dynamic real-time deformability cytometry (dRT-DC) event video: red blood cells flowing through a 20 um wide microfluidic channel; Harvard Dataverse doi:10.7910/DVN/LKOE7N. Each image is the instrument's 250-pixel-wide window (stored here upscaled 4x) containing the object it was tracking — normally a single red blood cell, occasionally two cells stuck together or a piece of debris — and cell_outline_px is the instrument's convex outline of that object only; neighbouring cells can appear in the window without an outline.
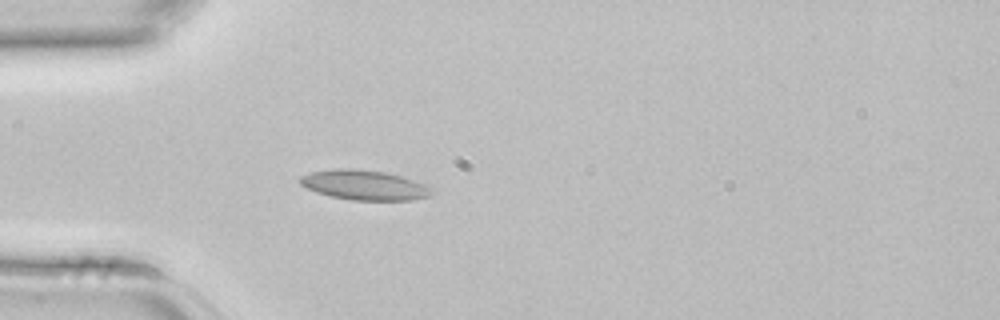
{"species": "common noctule bat (a hibernating species)", "species_latin": "Nyctalus noctula", "temperature_condition": "room temperature", "stored_images_in_passage": 4, "camera_frame_rate_fps": 3000, "um_per_image_px": 0.085, "animal": {"sex": "female", "body_mass_g": 22.7, "forearm_length_mm": 54.2}, "frame": {"image": 1, "passage_image": 4, "time_ms": 1.0, "image_size_px": [1000, 320], "cell_outline_px": [[436, 192], [432, 196], [412, 200], [352, 200], [332, 196], [316, 192], [300, 184], [296, 180], [300, 176], [312, 172], [336, 168], [352, 168], [384, 172], [400, 176], [428, 184], [436, 188]], "centroid_in_image_um": [31.04, 15.73], "position_along_channel_um": 54.0, "area_um2": 23.24}}